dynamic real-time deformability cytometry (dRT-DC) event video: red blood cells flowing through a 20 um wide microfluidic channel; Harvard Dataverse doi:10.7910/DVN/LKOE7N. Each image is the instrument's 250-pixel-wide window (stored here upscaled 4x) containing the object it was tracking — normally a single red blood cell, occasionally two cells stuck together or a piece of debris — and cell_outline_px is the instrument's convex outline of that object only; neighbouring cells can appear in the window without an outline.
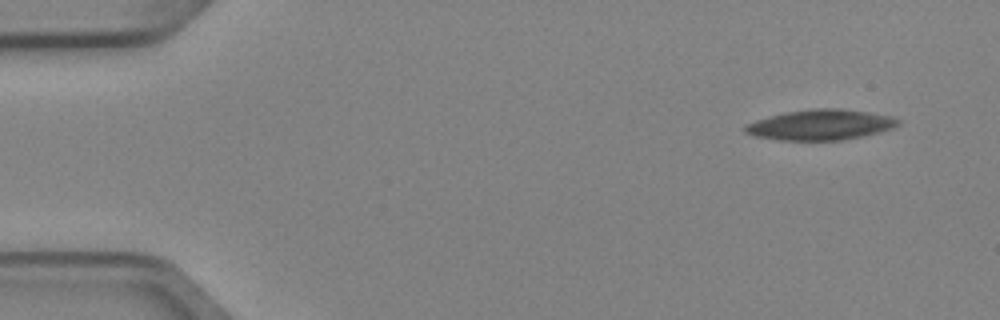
{"species": "Egyptian fruit bat (a non-hibernating species)", "species_latin": "Rousettus aegyptiacus", "temperature_condition": "cold", "stored_images_in_passage": 4, "camera_frame_rate_fps": 3000, "um_per_image_px": 0.085, "animal": {"sex": "female"}, "frame": {"image": 1, "passage_image": 1, "time_ms": 0.0, "image_size_px": [1000, 320], "cell_outline_px": [[900, 124], [892, 128], [880, 132], [864, 136], [840, 140], [776, 140], [756, 136], [744, 132], [744, 124], [756, 120], [788, 112], [816, 108], [840, 108], [868, 112], [892, 116], [900, 120]], "centroid_in_image_um": [69.77, 10.61], "position_along_channel_um": 15.2, "area_um2": 27.05}}
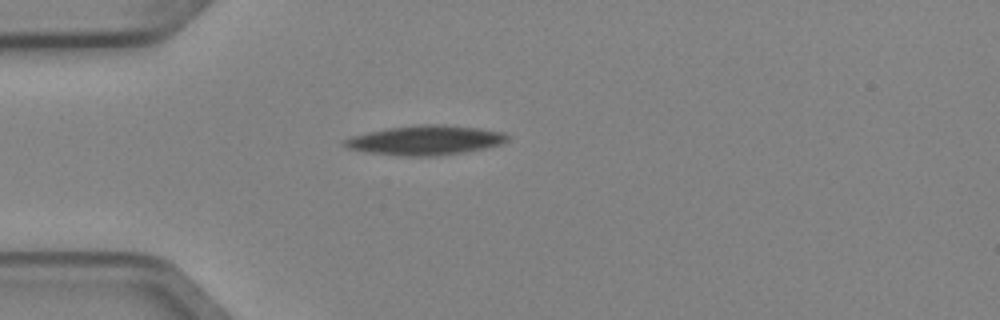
{"frame": {"image": 2, "passage_image": 3, "time_ms": 0.667, "image_size_px": [1000, 320], "cell_outline_px": [[508, 140], [500, 144], [484, 148], [464, 152], [440, 156], [400, 156], [368, 152], [348, 148], [344, 144], [344, 140], [352, 136], [368, 132], [388, 128], [424, 124], [444, 124], [480, 128], [504, 132], [508, 136]], "centroid_in_image_um": [36.19, 11.92], "position_along_channel_um": 48.8, "area_um2": 27.92}}